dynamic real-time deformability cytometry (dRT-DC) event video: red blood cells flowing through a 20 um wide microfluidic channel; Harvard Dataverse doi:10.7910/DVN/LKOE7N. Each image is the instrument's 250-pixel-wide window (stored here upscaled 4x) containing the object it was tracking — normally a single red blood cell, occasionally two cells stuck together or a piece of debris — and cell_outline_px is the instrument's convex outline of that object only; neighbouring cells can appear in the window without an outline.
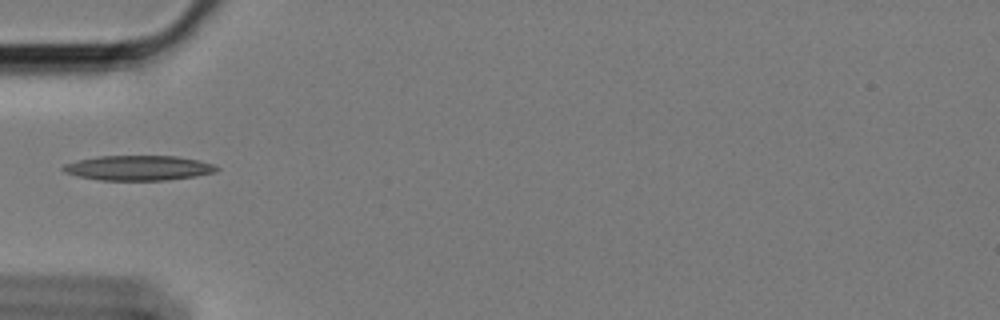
{"species": "Egyptian fruit bat (a non-hibernating species)", "species_latin": "Rousettus aegyptiacus", "temperature_condition": "cold", "stored_images_in_passage": 24, "camera_frame_rate_fps": 3000, "um_per_image_px": 0.085, "animal": {"sex": "female"}, "frame": {"image": 1, "passage_image": 1, "time_ms": 0.0, "image_size_px": [1000, 320], "cell_outline_px": [[220, 168], [216, 172], [196, 176], [168, 180], [100, 180], [80, 176], [64, 172], [60, 168], [64, 164], [76, 160], [96, 156], [176, 156], [200, 160], [212, 164]], "centroid_in_image_um": [11.77, 14.27], "position_along_channel_um": 73.2, "area_um2": 22.37}}
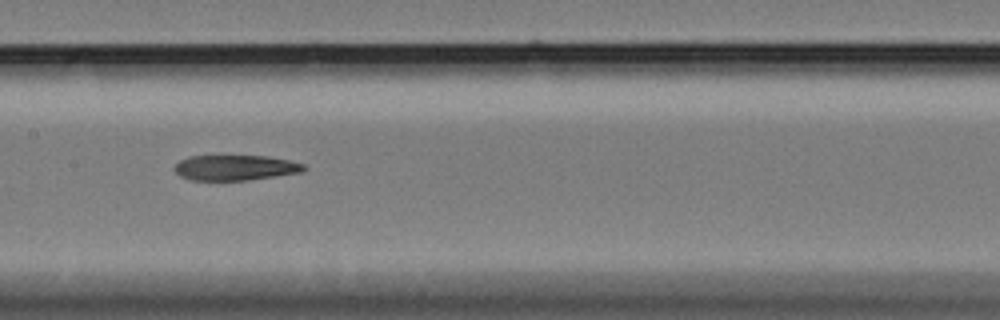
{"frame": {"image": 2, "passage_image": 11, "time_ms": 3.333, "image_size_px": [1000, 320], "cell_outline_px": [[308, 168], [300, 172], [248, 180], [192, 180], [180, 176], [172, 168], [180, 160], [188, 156], [220, 152], [268, 156], [288, 160], [304, 164]], "centroid_in_image_um": [19.93, 14.18], "position_along_channel_um": 187.5, "area_um2": 20.17}}
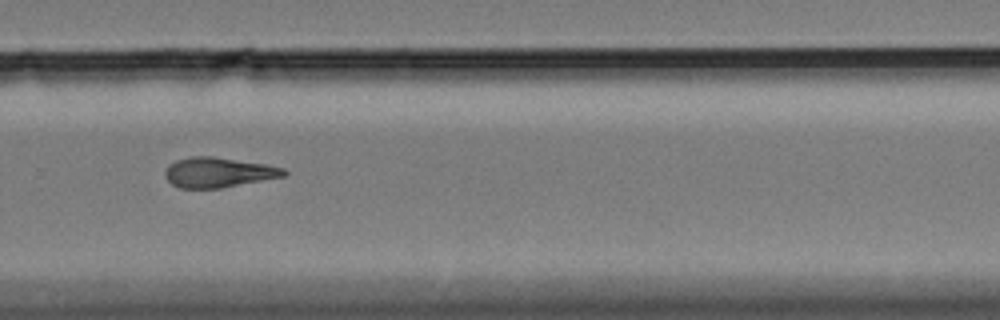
{"frame": {"image": 3, "passage_image": 22, "time_ms": 7.0, "image_size_px": [1000, 320], "cell_outline_px": [[288, 172], [284, 176], [220, 188], [180, 188], [172, 184], [164, 176], [164, 172], [176, 160], [192, 156], [212, 156], [268, 164], [284, 168]], "centroid_in_image_um": [18.58, 14.65], "position_along_channel_um": 311.2, "area_um2": 20.63}}